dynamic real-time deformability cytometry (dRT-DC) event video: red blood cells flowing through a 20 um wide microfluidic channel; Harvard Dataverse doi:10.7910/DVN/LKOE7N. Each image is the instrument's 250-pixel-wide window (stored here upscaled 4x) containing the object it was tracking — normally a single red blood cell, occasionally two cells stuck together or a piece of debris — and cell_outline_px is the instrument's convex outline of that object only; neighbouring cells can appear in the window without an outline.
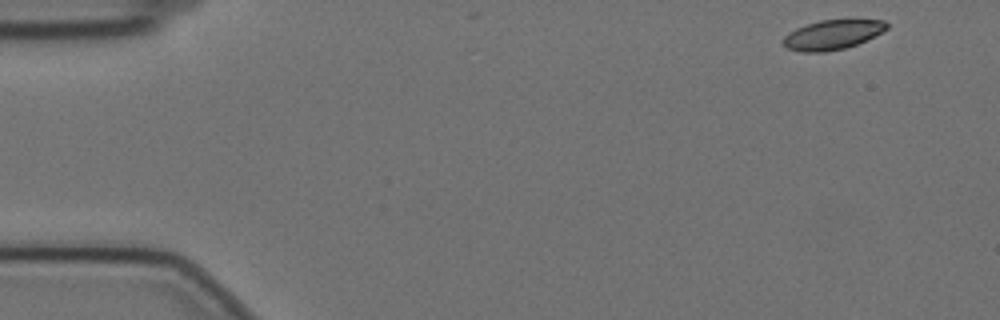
{"species": "Egyptian fruit bat (a non-hibernating species)", "species_latin": "Rousettus aegyptiacus", "temperature_condition": "cold", "stored_images_in_passage": 5, "camera_frame_rate_fps": 3000, "um_per_image_px": 0.085, "animal": {"sex": "female"}, "frame": {"image": 1, "passage_image": 1, "time_ms": 0.0, "image_size_px": [1000, 320], "cell_outline_px": [[888, 28], [856, 44], [844, 48], [824, 52], [804, 52], [788, 48], [780, 40], [788, 32], [796, 28], [820, 20], [884, 20], [888, 24]], "centroid_in_image_um": [70.7, 2.95], "position_along_channel_um": 14.3, "area_um2": 17.51}}